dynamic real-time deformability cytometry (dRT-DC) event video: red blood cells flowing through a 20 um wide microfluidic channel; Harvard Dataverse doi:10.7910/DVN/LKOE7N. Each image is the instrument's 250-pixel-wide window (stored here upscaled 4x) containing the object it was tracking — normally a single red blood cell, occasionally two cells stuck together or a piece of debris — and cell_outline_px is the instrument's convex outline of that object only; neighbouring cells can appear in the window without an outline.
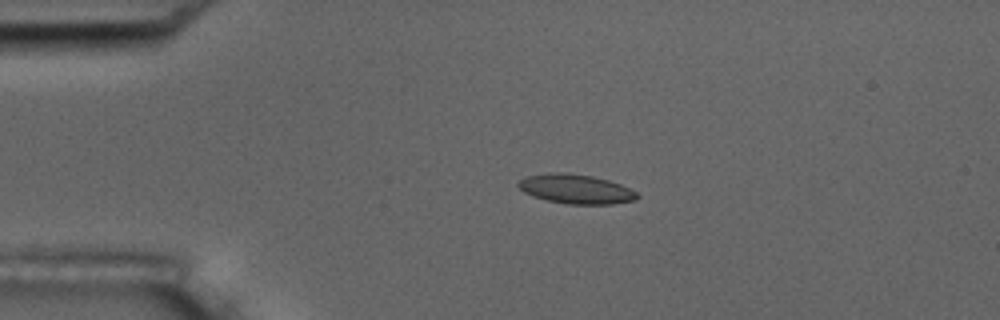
{"species": "common noctule bat (a hibernating species)", "species_latin": "Nyctalus noctula", "temperature_condition": "room temperature", "stored_images_in_passage": 3, "camera_frame_rate_fps": 3000, "um_per_image_px": 0.085, "animal": {"sex": "male", "body_mass_g": 17.5, "forearm_length_mm": 52.3}, "frame": {"image": 1, "passage_image": 1, "time_ms": 0.0, "image_size_px": [1000, 320], "cell_outline_px": [[640, 196], [636, 200], [612, 204], [564, 204], [532, 196], [524, 192], [516, 184], [524, 176], [556, 172], [568, 172], [592, 176], [608, 180], [620, 184], [636, 192]], "centroid_in_image_um": [48.94, 16.06], "position_along_channel_um": 36.1, "area_um2": 20.4}}
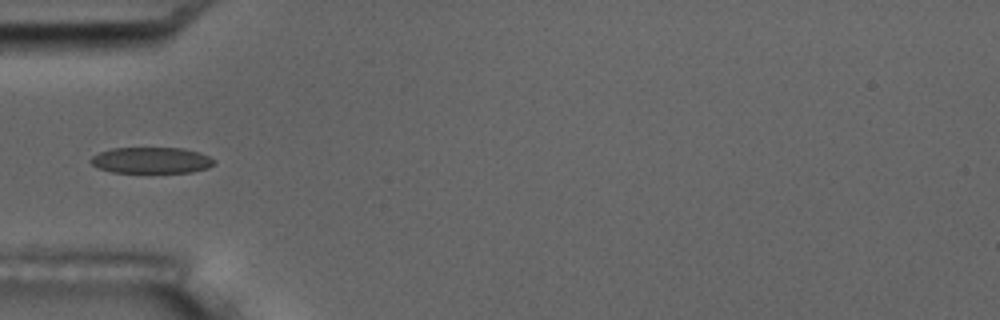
{"frame": {"image": 2, "passage_image": 3, "time_ms": 2.0, "image_size_px": [1000, 320], "cell_outline_px": [[216, 164], [208, 168], [192, 172], [112, 172], [96, 168], [88, 160], [92, 156], [100, 152], [112, 148], [180, 148], [200, 152], [216, 160]], "centroid_in_image_um": [12.87, 13.62], "position_along_channel_um": 72.1, "area_um2": 18.9}}